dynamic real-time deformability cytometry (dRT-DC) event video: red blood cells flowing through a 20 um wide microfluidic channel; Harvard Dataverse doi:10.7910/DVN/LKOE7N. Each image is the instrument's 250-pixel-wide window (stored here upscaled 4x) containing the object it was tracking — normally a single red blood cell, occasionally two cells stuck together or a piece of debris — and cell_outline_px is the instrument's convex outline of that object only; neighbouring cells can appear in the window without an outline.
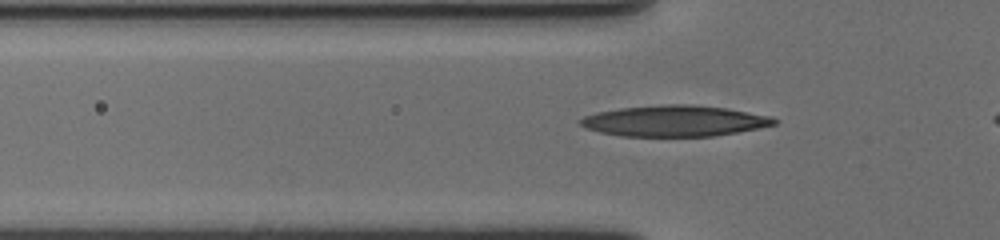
{"species": "human", "species_latin": "Homo sapiens", "temperature_condition": "cold", "stored_images_in_passage": 41, "camera_frame_rate_fps": 3000, "um_per_image_px": 0.085, "donor": {"sex": "female"}, "frame": {"image": 1, "passage_image": 8, "time_ms": 2.333, "image_size_px": [1000, 240], "cell_outline_px": [[780, 120], [776, 124], [740, 132], [712, 136], [620, 136], [600, 132], [584, 128], [580, 124], [580, 120], [584, 116], [596, 112], [620, 108], [664, 104], [692, 104], [728, 108], [772, 116]], "centroid_in_image_um": [57.37, 10.27], "position_along_channel_um": 68.4, "area_um2": 35.26}}
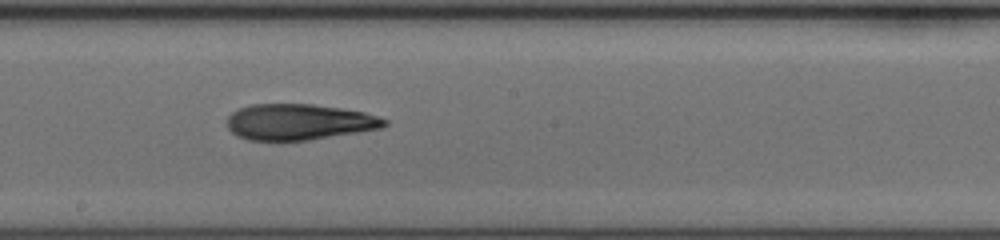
{"frame": {"image": 2, "passage_image": 21, "time_ms": 6.667, "image_size_px": [1000, 240], "cell_outline_px": [[388, 124], [380, 128], [308, 140], [248, 140], [236, 136], [228, 128], [228, 116], [232, 112], [248, 104], [312, 104], [340, 108], [364, 112], [388, 120]], "centroid_in_image_um": [25.38, 10.36], "position_along_channel_um": 222.8, "area_um2": 32.77}}
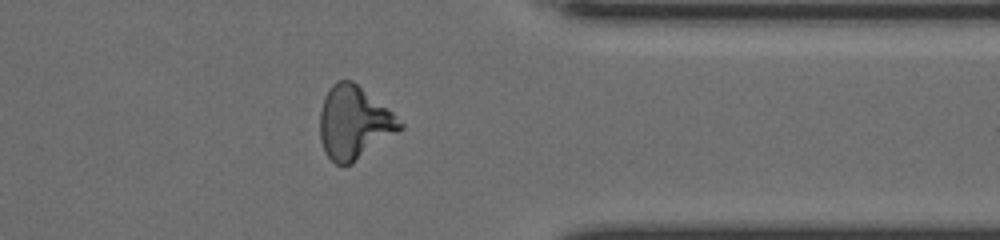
{"frame": {"image": 3, "passage_image": 35, "time_ms": 11.333, "image_size_px": [1000, 240], "cell_outline_px": [[404, 128], [352, 164], [336, 164], [324, 152], [320, 140], [320, 112], [324, 96], [328, 88], [336, 80], [352, 80], [392, 112], [404, 124]], "centroid_in_image_um": [30.08, 10.43], "position_along_channel_um": 381.3, "area_um2": 33.99}, "authors_computed_cell_mechanics": {"area_um2": 33.4084, "velocity_mm_per_s": 3.587, "shape_relaxation_time_tau1_ms": 9.4306, "shape_relaxation_time_tau2_ms": 3.3374, "deformation_change_tau1": 0.2405, "deformation_change_tau2": 0.1136}}